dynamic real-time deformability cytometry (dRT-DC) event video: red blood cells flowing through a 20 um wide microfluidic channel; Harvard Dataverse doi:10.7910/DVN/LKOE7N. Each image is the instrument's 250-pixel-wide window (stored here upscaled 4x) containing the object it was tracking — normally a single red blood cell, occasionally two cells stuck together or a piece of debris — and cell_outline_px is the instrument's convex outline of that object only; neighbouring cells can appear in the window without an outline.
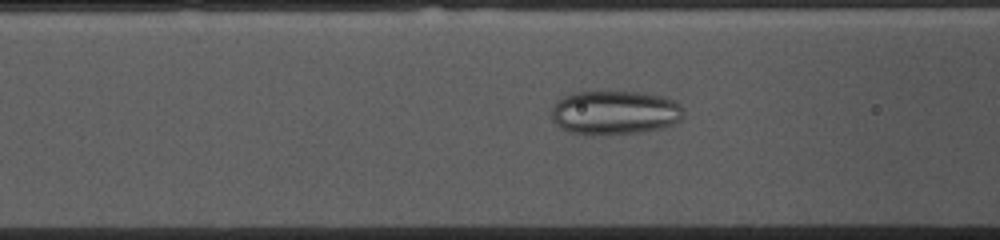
{"species": "common noctule bat (a hibernating species)", "species_latin": "Nyctalus noctula", "temperature_condition": "cold", "stored_images_in_passage": 53, "camera_frame_rate_fps": 3000, "um_per_image_px": 0.085, "animal": {"sex": "female", "body_mass_g": 10.0, "forearm_length_mm": 53.1}, "frame": {"image": 1, "passage_image": 19, "time_ms": 6.0, "image_size_px": [1000, 240], "cell_outline_px": [[684, 112], [680, 120], [664, 128], [644, 132], [572, 132], [560, 128], [552, 120], [552, 108], [564, 96], [572, 92], [644, 92], [664, 96], [680, 104]], "centroid_in_image_um": [52.31, 9.53], "position_along_channel_um": 114.3, "area_um2": 33.18}}
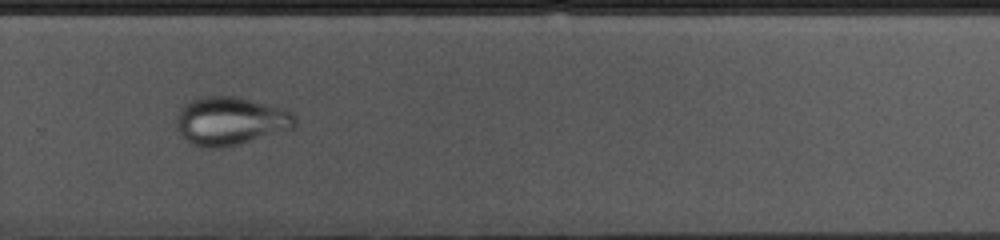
{"frame": {"image": 2, "passage_image": 35, "time_ms": 11.333, "image_size_px": [1000, 240], "cell_outline_px": [[296, 124], [292, 128], [236, 144], [220, 148], [208, 148], [192, 144], [180, 132], [176, 124], [176, 116], [180, 108], [188, 100], [204, 96], [236, 96], [284, 108], [292, 112], [296, 116]], "centroid_in_image_um": [19.57, 10.25], "position_along_channel_um": 310.2, "area_um2": 33.12}}
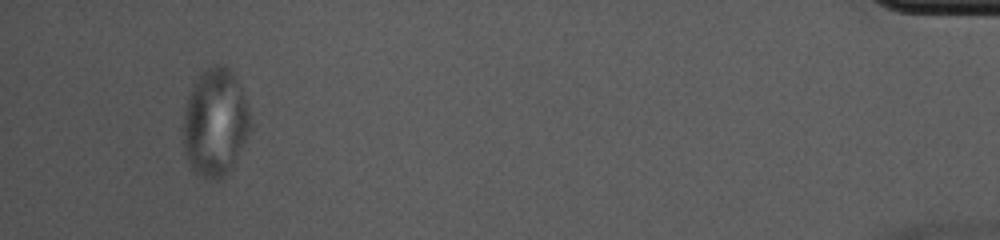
{"frame": {"image": 3, "passage_image": 50, "time_ms": 16.333, "image_size_px": [1000, 240], "cell_outline_px": [[252, 124], [232, 164], [216, 180], [204, 180], [192, 168], [188, 160], [184, 148], [184, 112], [188, 96], [192, 84], [208, 68], [216, 64], [224, 64], [232, 72], [236, 80], [248, 108]], "centroid_in_image_um": [18.26, 10.39], "position_along_channel_um": 416.9, "area_um2": 41.04}}